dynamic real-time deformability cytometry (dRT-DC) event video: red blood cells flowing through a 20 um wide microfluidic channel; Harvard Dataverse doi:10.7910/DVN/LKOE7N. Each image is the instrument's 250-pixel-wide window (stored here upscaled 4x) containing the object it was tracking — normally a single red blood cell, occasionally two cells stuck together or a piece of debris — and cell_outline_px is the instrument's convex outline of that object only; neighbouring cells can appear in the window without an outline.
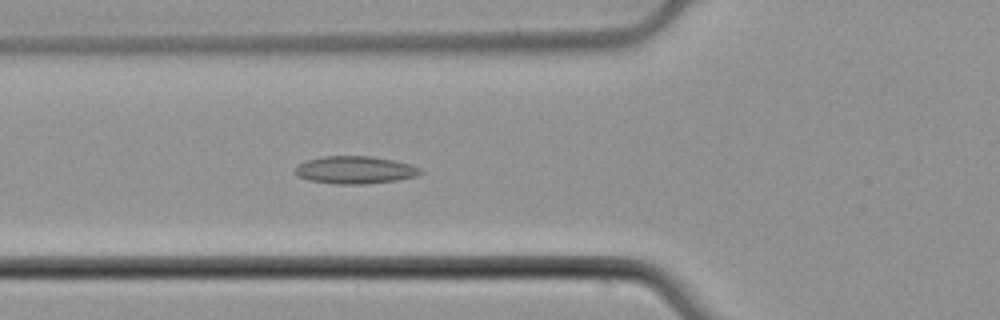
{"species": "common noctule bat (a hibernating species)", "species_latin": "Nyctalus noctula", "temperature_condition": "cold", "stored_images_in_passage": 48, "camera_frame_rate_fps": 3000, "um_per_image_px": 0.085, "animal": {"sex": "male", "body_mass_g": 21.5, "forearm_length_mm": 52.0}, "frame": {"image": 1, "passage_image": 15, "time_ms": 4.667, "image_size_px": [1000, 320], "cell_outline_px": [[424, 172], [416, 176], [396, 180], [364, 184], [336, 184], [308, 180], [296, 176], [296, 168], [300, 164], [308, 160], [324, 156], [372, 156], [412, 164], [420, 168]], "centroid_in_image_um": [30.2, 14.45], "position_along_channel_um": 95.6, "area_um2": 20.06}}
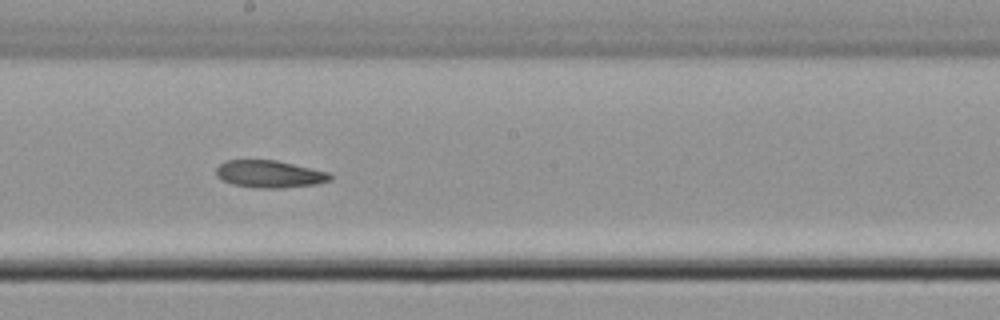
{"frame": {"image": 2, "passage_image": 25, "time_ms": 8.0, "image_size_px": [1000, 320], "cell_outline_px": [[332, 180], [316, 184], [280, 188], [256, 188], [232, 184], [216, 176], [216, 168], [220, 164], [228, 160], [276, 160], [328, 172], [332, 176]], "centroid_in_image_um": [22.91, 14.8], "position_along_channel_um": 225.3, "area_um2": 18.03}}
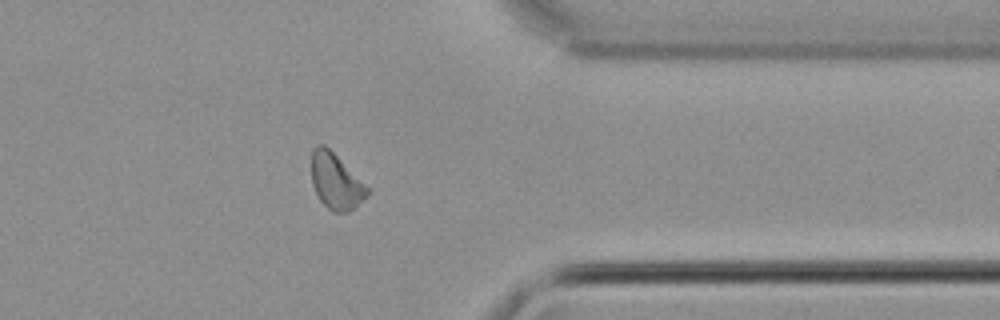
{"frame": {"image": 3, "passage_image": 38, "time_ms": 12.333, "image_size_px": [1000, 320], "cell_outline_px": [[368, 196], [348, 212], [332, 212], [320, 200], [312, 184], [312, 148], [316, 144], [324, 144], [368, 188]], "centroid_in_image_um": [28.52, 15.43], "position_along_channel_um": 382.9, "area_um2": 17.63}}